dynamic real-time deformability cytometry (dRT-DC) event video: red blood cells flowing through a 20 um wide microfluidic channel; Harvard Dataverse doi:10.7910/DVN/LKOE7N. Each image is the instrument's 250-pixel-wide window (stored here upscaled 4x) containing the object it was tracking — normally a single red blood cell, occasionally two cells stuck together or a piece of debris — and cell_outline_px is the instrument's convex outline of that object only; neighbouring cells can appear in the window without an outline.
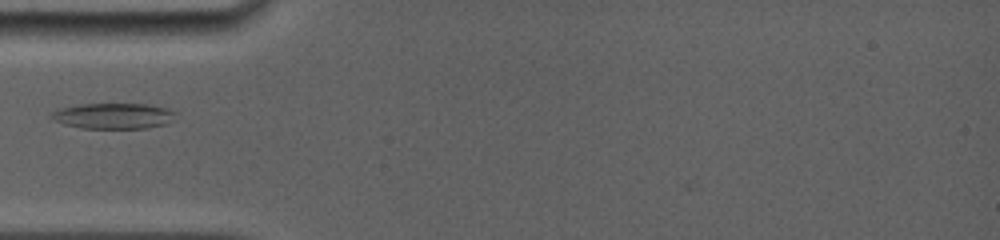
{"species": "common noctule bat (a hibernating species)", "species_latin": "Nyctalus noctula", "temperature_condition": "room temperature", "stored_images_in_passage": 5, "camera_frame_rate_fps": 5000, "um_per_image_px": 0.085, "animal": {"sex": "female", "body_mass_g": 19.0, "forearm_length_mm": 56.7}, "frame": {"image": 1, "passage_image": 1, "time_ms": 0.0, "image_size_px": [1000, 240], "cell_outline_px": [[176, 112], [172, 120], [164, 124], [148, 128], [80, 128], [64, 124], [52, 120], [48, 116], [56, 108], [76, 104], [144, 104], [168, 108]], "centroid_in_image_um": [9.56, 9.85], "position_along_channel_um": 75.4, "area_um2": 18.79}}